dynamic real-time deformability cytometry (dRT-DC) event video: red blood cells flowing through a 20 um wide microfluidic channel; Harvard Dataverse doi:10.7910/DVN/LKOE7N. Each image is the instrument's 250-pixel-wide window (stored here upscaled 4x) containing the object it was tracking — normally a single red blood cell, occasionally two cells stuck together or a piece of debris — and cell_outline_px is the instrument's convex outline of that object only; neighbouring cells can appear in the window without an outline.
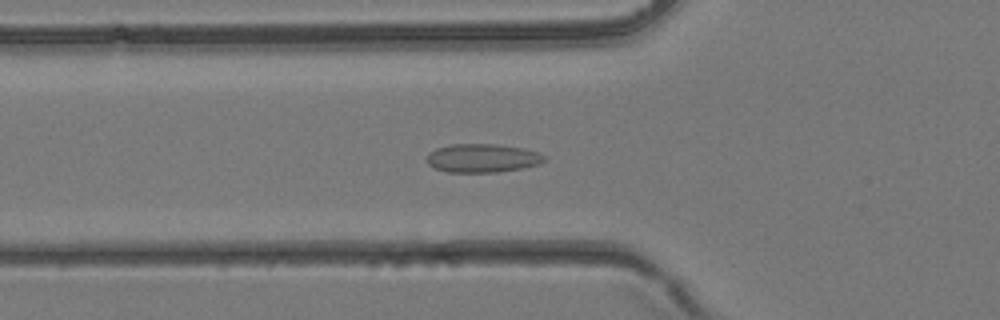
{"species": "common noctule bat (a hibernating species)", "species_latin": "Nyctalus noctula", "temperature_condition": "room temperature", "stored_images_in_passage": 11, "camera_frame_rate_fps": 3000, "um_per_image_px": 0.085, "animal": {"sex": "female", "body_mass_g": 24.6, "forearm_length_mm": 56.2}, "frame": {"image": 1, "passage_image": 5, "time_ms": 1.333, "image_size_px": [1000, 320], "cell_outline_px": [[544, 160], [536, 164], [520, 168], [496, 172], [448, 172], [436, 168], [428, 164], [428, 152], [436, 148], [452, 144], [496, 144], [520, 148], [536, 152], [544, 156]], "centroid_in_image_um": [40.94, 13.43], "position_along_channel_um": 84.9, "area_um2": 19.13}}
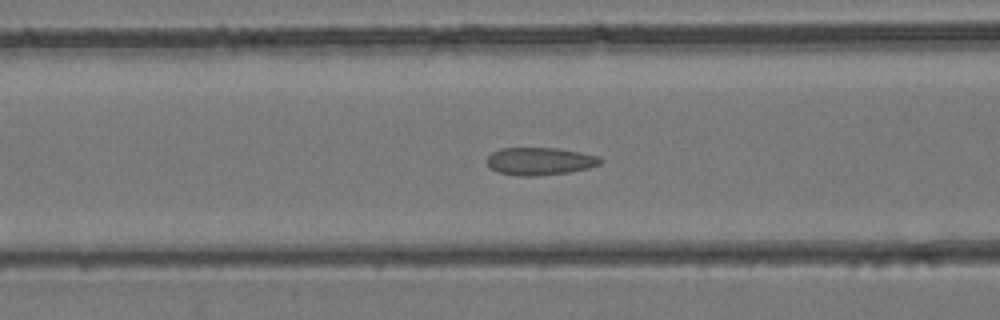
{"frame": {"image": 2, "passage_image": 7, "time_ms": 2.0, "image_size_px": [1000, 320], "cell_outline_px": [[604, 160], [600, 164], [588, 168], [568, 172], [536, 176], [520, 176], [500, 172], [492, 168], [484, 160], [492, 152], [500, 148], [556, 148], [580, 152], [600, 156]], "centroid_in_image_um": [45.9, 13.69], "position_along_channel_um": 120.7, "area_um2": 18.26}}
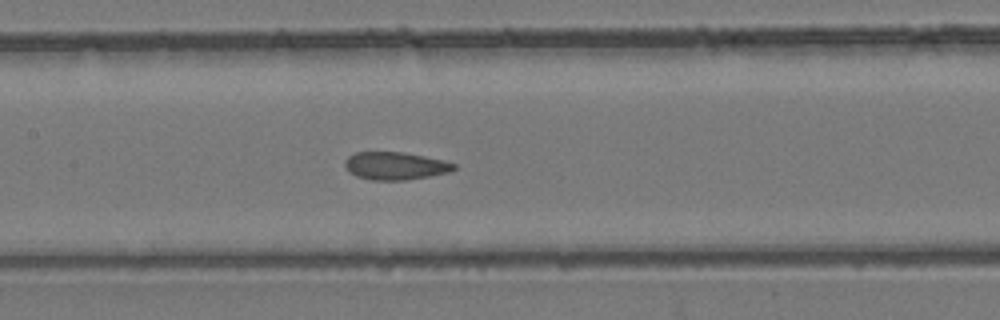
{"frame": {"image": 3, "passage_image": 10, "time_ms": 3.0, "image_size_px": [1000, 320], "cell_outline_px": [[456, 168], [448, 172], [428, 176], [404, 180], [372, 180], [356, 176], [348, 172], [344, 164], [344, 160], [348, 156], [356, 152], [404, 152], [444, 160], [456, 164]], "centroid_in_image_um": [33.56, 14.09], "position_along_channel_um": 173.8, "area_um2": 17.63}}